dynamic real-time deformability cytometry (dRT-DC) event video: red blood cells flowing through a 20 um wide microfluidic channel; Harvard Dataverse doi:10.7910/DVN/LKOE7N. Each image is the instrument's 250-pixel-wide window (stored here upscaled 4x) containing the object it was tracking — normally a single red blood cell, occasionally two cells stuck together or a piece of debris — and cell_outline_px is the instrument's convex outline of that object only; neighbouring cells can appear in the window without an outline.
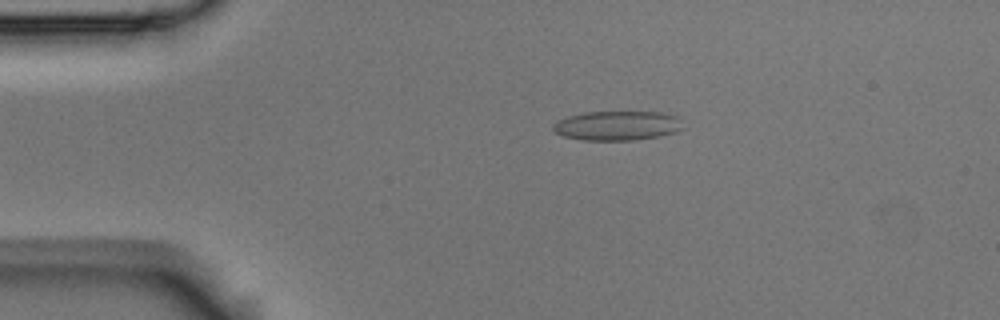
{"species": "Egyptian fruit bat (a non-hibernating species)", "species_latin": "Rousettus aegyptiacus", "temperature_condition": "room temperature", "stored_images_in_passage": 9, "camera_frame_rate_fps": 3000, "um_per_image_px": 0.085, "animal": {"sex": "male"}, "frame": {"image": 1, "passage_image": 2, "time_ms": 0.333, "image_size_px": [1000, 320], "cell_outline_px": [[684, 128], [676, 132], [660, 136], [636, 140], [580, 140], [564, 136], [556, 132], [552, 128], [552, 124], [556, 120], [568, 116], [584, 112], [664, 112], [680, 116]], "centroid_in_image_um": [52.51, 10.67], "position_along_channel_um": 32.5, "area_um2": 22.66}}
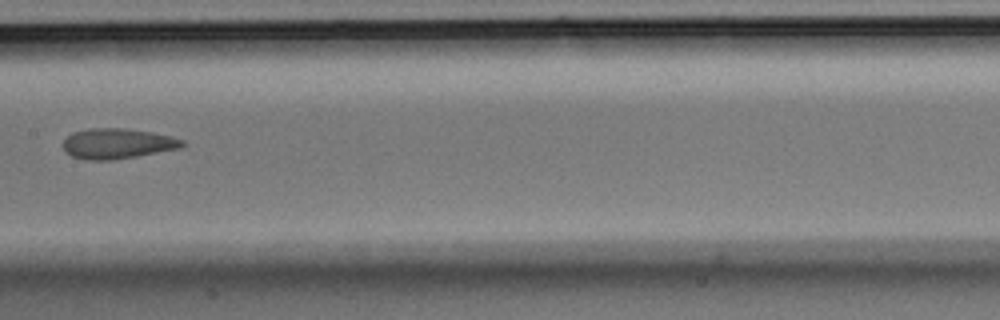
{"frame": {"image": 2, "passage_image": 6, "time_ms": 1.667, "image_size_px": [1000, 320], "cell_outline_px": [[184, 144], [180, 148], [136, 156], [112, 160], [88, 160], [72, 156], [64, 152], [64, 140], [72, 132], [88, 128], [124, 128], [152, 132], [184, 140]], "centroid_in_image_um": [9.94, 12.2], "position_along_channel_um": 197.5, "area_um2": 20.92}}
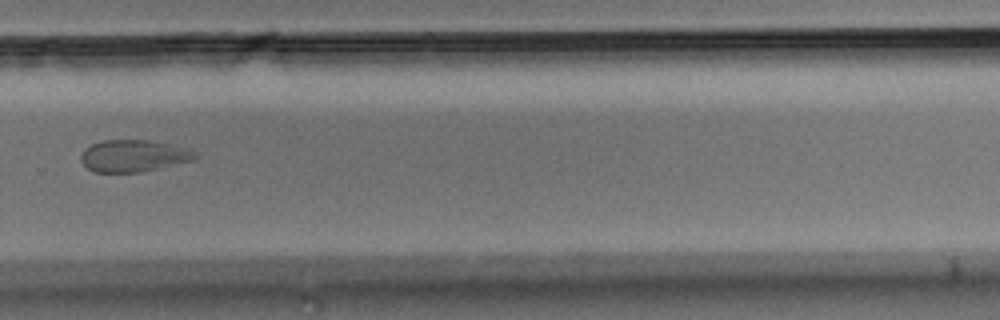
{"frame": {"image": 3, "passage_image": 9, "time_ms": 2.667, "image_size_px": [1000, 320], "cell_outline_px": [[196, 160], [140, 172], [92, 172], [80, 160], [80, 156], [84, 148], [92, 144], [104, 140], [148, 140], [168, 144], [192, 152], [196, 156]], "centroid_in_image_um": [11.27, 13.26], "position_along_channel_um": 318.5, "area_um2": 20.92}}